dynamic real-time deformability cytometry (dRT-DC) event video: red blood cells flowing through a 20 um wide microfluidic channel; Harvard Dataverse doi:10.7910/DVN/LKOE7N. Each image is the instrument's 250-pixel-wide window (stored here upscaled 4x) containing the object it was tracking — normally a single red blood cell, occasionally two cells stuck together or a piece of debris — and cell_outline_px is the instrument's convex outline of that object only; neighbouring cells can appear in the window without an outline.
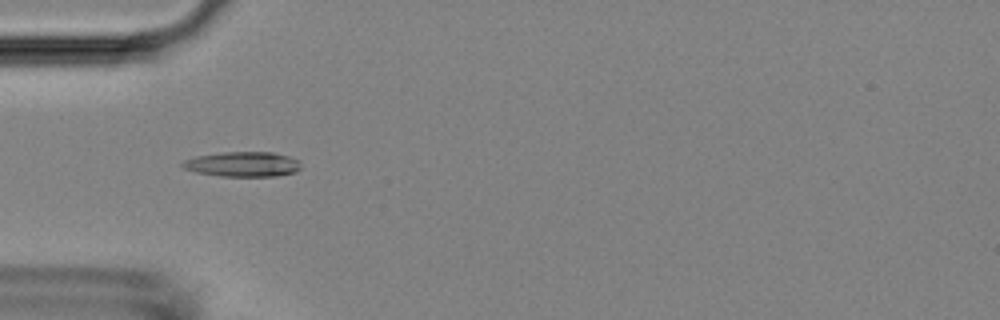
{"species": "Egyptian fruit bat (a non-hibernating species)", "species_latin": "Rousettus aegyptiacus", "temperature_condition": "room temperature", "stored_images_in_passage": 42, "camera_frame_rate_fps": 3000, "um_per_image_px": 0.085, "animal": {"sex": "female"}, "frame": {"image": 1, "passage_image": 6, "time_ms": 1.667, "image_size_px": [1000, 320], "cell_outline_px": [[300, 168], [296, 172], [276, 176], [220, 176], [196, 172], [184, 168], [180, 164], [184, 160], [196, 156], [224, 152], [272, 152], [288, 156], [300, 160]], "centroid_in_image_um": [20.65, 13.96], "position_along_channel_um": 64.4, "area_um2": 17.22}}
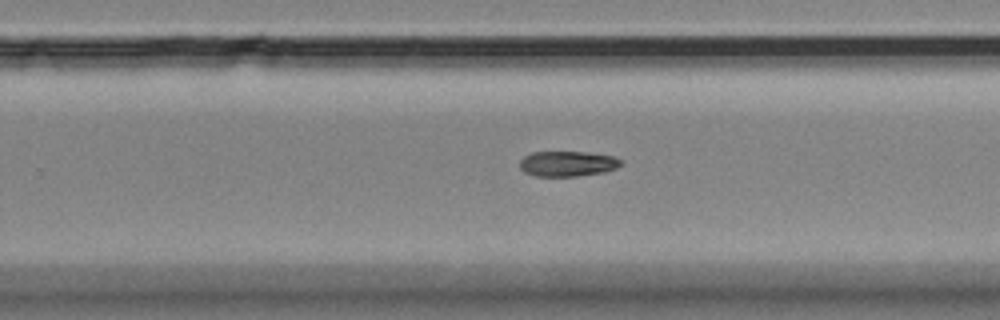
{"frame": {"image": 2, "passage_image": 23, "time_ms": 7.333, "image_size_px": [1000, 320], "cell_outline_px": [[624, 164], [616, 168], [604, 172], [576, 176], [536, 176], [524, 172], [520, 168], [520, 160], [524, 156], [532, 152], [584, 152], [616, 156], [624, 160]], "centroid_in_image_um": [48.29, 13.91], "position_along_channel_um": 281.5, "area_um2": 15.09}}
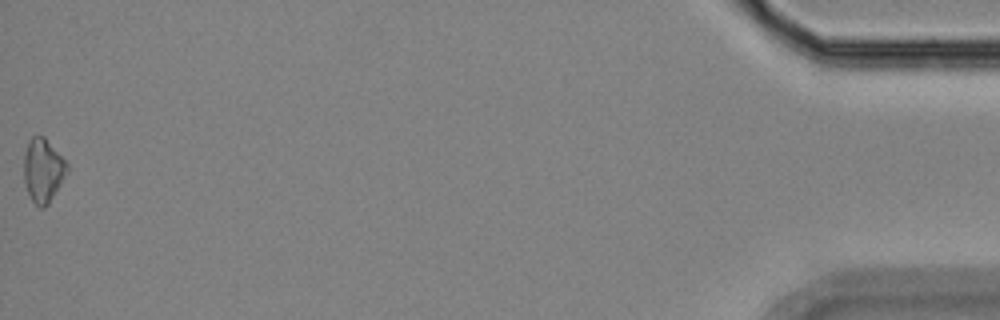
{"frame": {"image": 3, "passage_image": 42, "time_ms": 13.667, "image_size_px": [1000, 320], "cell_outline_px": [[68, 172], [48, 204], [44, 208], [40, 208], [32, 200], [28, 192], [24, 180], [24, 152], [28, 140], [32, 136], [44, 136], [68, 164]], "centroid_in_image_um": [3.65, 14.46], "position_along_channel_um": 431.5, "area_um2": 15.95}, "authors_computed_cell_mechanics": {"area_um2": 15.606, "velocity_mm_per_s": 3.8474, "shape_relaxation_time_tau1_ms": 5.0793, "shape_relaxation_time_tau2_ms": null, "deformation_change_tau1": 0.1472, "deformation_change_tau2": null}}